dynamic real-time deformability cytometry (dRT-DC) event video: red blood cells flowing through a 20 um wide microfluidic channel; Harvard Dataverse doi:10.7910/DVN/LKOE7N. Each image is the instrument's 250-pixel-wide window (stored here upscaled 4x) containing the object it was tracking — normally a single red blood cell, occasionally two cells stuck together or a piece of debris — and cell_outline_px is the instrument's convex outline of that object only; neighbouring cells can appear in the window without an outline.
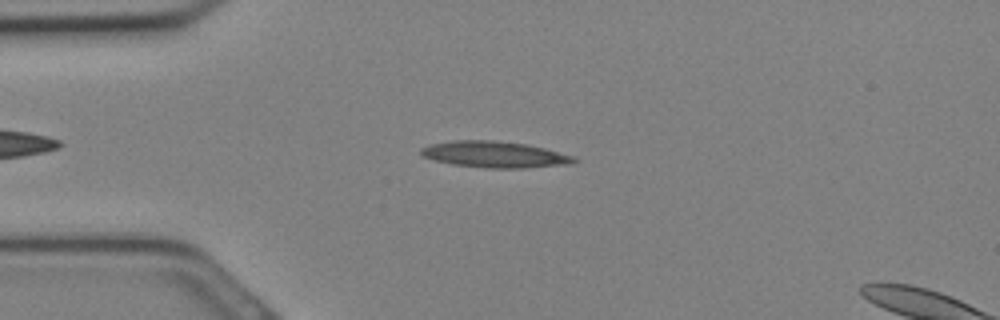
{"species": "Egyptian fruit bat (a non-hibernating species)", "species_latin": "Rousettus aegyptiacus", "temperature_condition": "cold", "stored_images_in_passage": 8, "camera_frame_rate_fps": 3000, "um_per_image_px": 0.085, "animal": {"sex": "female"}, "frame": {"image": 1, "passage_image": 6, "time_ms": 1.667, "image_size_px": [1000, 320], "cell_outline_px": [[580, 160], [572, 164], [524, 168], [488, 168], [452, 164], [436, 160], [424, 156], [420, 152], [420, 148], [432, 144], [452, 140], [492, 140], [524, 144], [544, 148], [576, 156]], "centroid_in_image_um": [42.11, 13.13], "position_along_channel_um": 42.9, "area_um2": 23.41}}